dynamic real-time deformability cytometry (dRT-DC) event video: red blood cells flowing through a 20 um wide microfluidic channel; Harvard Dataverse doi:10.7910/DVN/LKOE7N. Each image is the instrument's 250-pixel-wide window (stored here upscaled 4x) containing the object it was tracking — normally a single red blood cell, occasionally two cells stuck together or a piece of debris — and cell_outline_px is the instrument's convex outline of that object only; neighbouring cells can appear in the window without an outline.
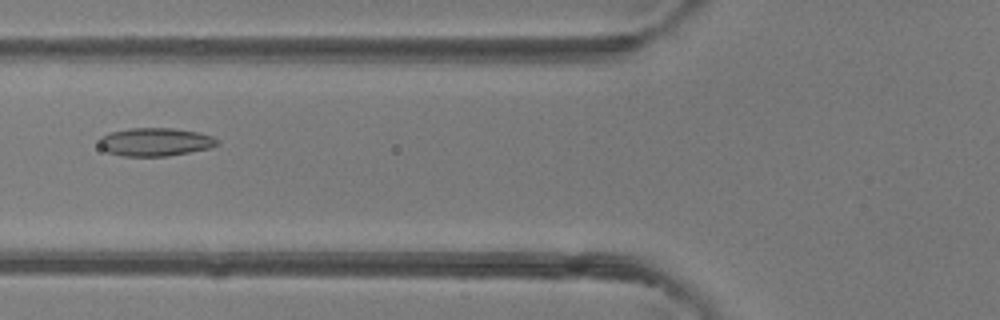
{"species": "common noctule bat (a hibernating species)", "species_latin": "Nyctalus noctula", "temperature_condition": "room temperature", "stored_images_in_passage": 48, "camera_frame_rate_fps": 3000, "um_per_image_px": 0.085, "animal": {"sex": "female"}, "frame": {"image": 1, "passage_image": 19, "time_ms": 6.0, "image_size_px": [1000, 320], "cell_outline_px": [[220, 144], [208, 148], [168, 156], [124, 156], [108, 152], [100, 148], [100, 136], [108, 132], [128, 128], [172, 128], [200, 132], [212, 136], [220, 140]], "centroid_in_image_um": [13.19, 12.05], "position_along_channel_um": 112.6, "area_um2": 19.54}}
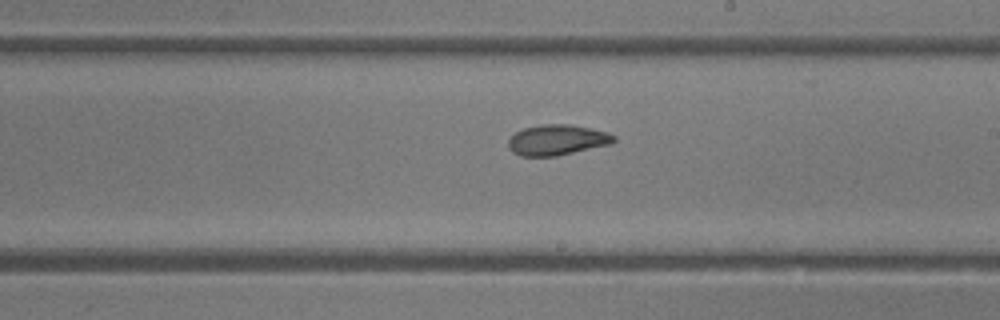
{"frame": {"image": 2, "passage_image": 28, "time_ms": 9.0, "image_size_px": [1000, 320], "cell_outline_px": [[616, 140], [612, 144], [556, 156], [520, 156], [512, 152], [508, 148], [508, 140], [516, 132], [524, 128], [540, 124], [568, 124], [608, 132], [616, 136]], "centroid_in_image_um": [47.35, 11.9], "position_along_channel_um": 241.6, "area_um2": 18.84}}
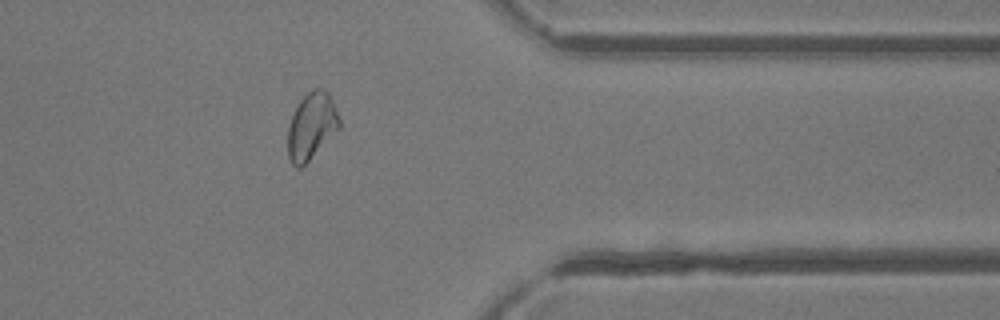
{"frame": {"image": 3, "passage_image": 39, "time_ms": 12.667, "image_size_px": [1000, 320], "cell_outline_px": [[340, 128], [300, 168], [296, 168], [292, 164], [288, 156], [288, 124], [296, 104], [312, 88], [324, 88], [328, 92], [336, 108], [340, 120]], "centroid_in_image_um": [26.47, 10.68], "position_along_channel_um": 384.9, "area_um2": 20.06}, "authors_computed_cell_mechanics": {"area_um2": 20.3745, "velocity_mm_per_s": 4.2995, "shape_relaxation_time_tau1_ms": 7.7648, "shape_relaxation_time_tau2_ms": 2.1286, "deformation_change_tau1": 0.1593, "deformation_change_tau2": 0.0697}}